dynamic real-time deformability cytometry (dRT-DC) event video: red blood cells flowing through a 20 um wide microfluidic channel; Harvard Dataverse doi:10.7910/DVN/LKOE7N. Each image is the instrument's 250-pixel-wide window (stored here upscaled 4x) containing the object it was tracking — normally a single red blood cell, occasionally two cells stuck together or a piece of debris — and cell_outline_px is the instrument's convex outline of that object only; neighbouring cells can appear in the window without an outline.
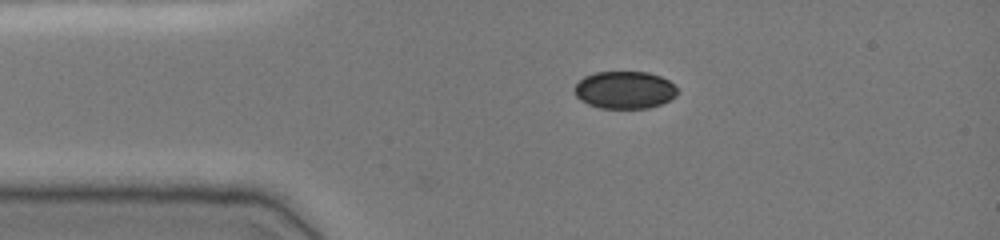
{"species": "common noctule bat (a hibernating species)", "species_latin": "Nyctalus noctula", "temperature_condition": "cold", "stored_images_in_passage": 28, "camera_frame_rate_fps": 3000, "um_per_image_px": 0.085, "animal": {"sex": "female", "body_mass_g": 19.0, "forearm_length_mm": 51.5}, "frame": {"image": 1, "passage_image": 1, "time_ms": 0.0, "image_size_px": [1000, 240], "cell_outline_px": [[680, 92], [676, 96], [660, 104], [648, 108], [600, 108], [588, 104], [580, 100], [576, 96], [576, 84], [584, 76], [596, 72], [648, 72], [660, 76], [668, 80]], "centroid_in_image_um": [53.11, 7.64], "position_along_channel_um": 31.9, "area_um2": 22.37}}
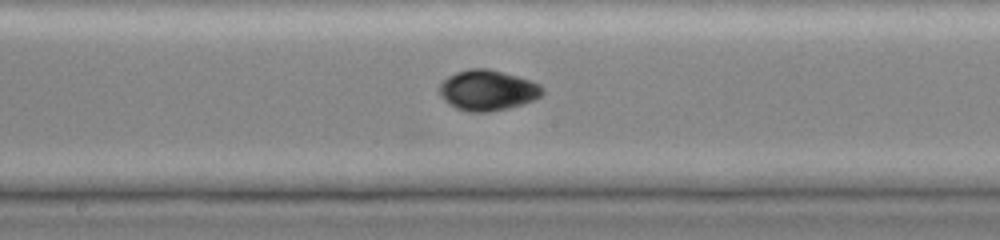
{"frame": {"image": 2, "passage_image": 17, "time_ms": 5.333, "image_size_px": [1000, 240], "cell_outline_px": [[544, 92], [540, 96], [532, 100], [508, 108], [488, 112], [468, 112], [456, 108], [448, 104], [440, 96], [440, 84], [448, 76], [456, 72], [468, 68], [488, 68], [532, 80], [540, 84], [544, 88]], "centroid_in_image_um": [41.44, 7.66], "position_along_channel_um": 206.8, "area_um2": 24.39}}
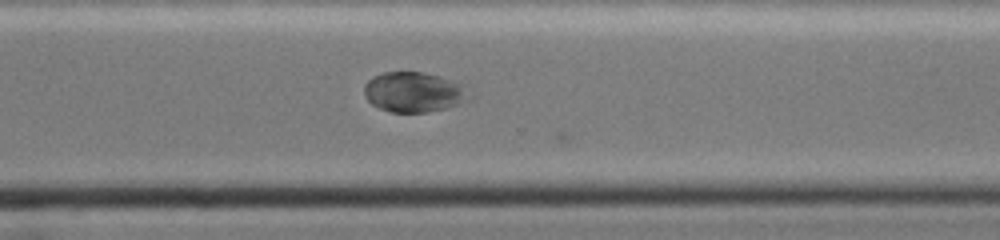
{"frame": {"image": 3, "passage_image": 27, "time_ms": 8.667, "image_size_px": [1000, 240], "cell_outline_px": [[476, 96], [472, 100], [460, 104], [428, 112], [392, 112], [380, 108], [372, 104], [364, 96], [364, 84], [372, 76], [384, 72], [424, 72], [456, 80], [464, 84]], "centroid_in_image_um": [35.28, 7.82], "position_along_channel_um": 335.3, "area_um2": 25.26}}